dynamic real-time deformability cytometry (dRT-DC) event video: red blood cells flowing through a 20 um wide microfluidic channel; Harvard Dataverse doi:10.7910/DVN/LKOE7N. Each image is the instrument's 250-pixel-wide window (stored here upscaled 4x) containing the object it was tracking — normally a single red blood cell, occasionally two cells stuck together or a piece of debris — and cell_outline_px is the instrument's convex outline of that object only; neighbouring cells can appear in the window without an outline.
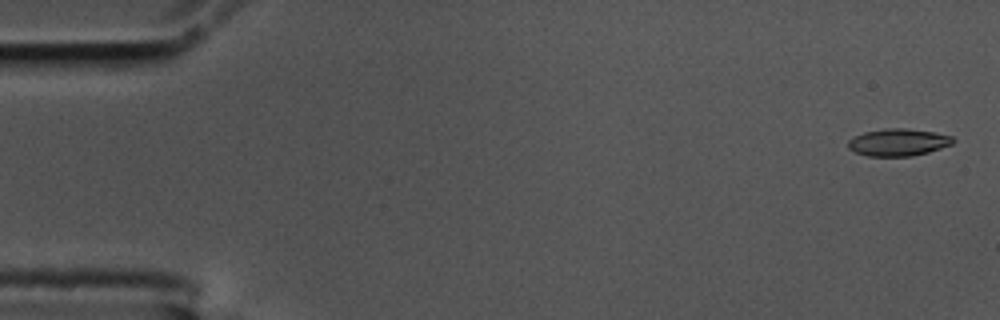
{"species": "common noctule bat (a hibernating species)", "species_latin": "Nyctalus noctula", "temperature_condition": "cold", "stored_images_in_passage": 12, "camera_frame_rate_fps": 3000, "um_per_image_px": 0.085, "animal": {"sex": "male", "body_mass_g": 17.5, "forearm_length_mm": 52.3}, "frame": {"image": 1, "passage_image": 1, "time_ms": 0.0, "image_size_px": [1000, 320], "cell_outline_px": [[956, 140], [952, 144], [928, 152], [912, 156], [868, 156], [856, 152], [848, 148], [848, 140], [864, 132], [884, 128], [904, 128], [936, 132], [952, 136]], "centroid_in_image_um": [76.37, 12.09], "position_along_channel_um": 8.6, "area_um2": 16.65}}